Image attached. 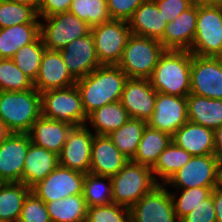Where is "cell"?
I'll use <instances>...</instances> for the list:
<instances>
[{
	"label": "cell",
	"instance_id": "cell-1",
	"mask_svg": "<svg viewBox=\"0 0 222 222\" xmlns=\"http://www.w3.org/2000/svg\"><path fill=\"white\" fill-rule=\"evenodd\" d=\"M128 78L118 65H100L87 76L77 79L76 86L86 115L106 104L120 101Z\"/></svg>",
	"mask_w": 222,
	"mask_h": 222
},
{
	"label": "cell",
	"instance_id": "cell-2",
	"mask_svg": "<svg viewBox=\"0 0 222 222\" xmlns=\"http://www.w3.org/2000/svg\"><path fill=\"white\" fill-rule=\"evenodd\" d=\"M191 53L185 50H165L149 78L160 93L187 97L190 83Z\"/></svg>",
	"mask_w": 222,
	"mask_h": 222
},
{
	"label": "cell",
	"instance_id": "cell-3",
	"mask_svg": "<svg viewBox=\"0 0 222 222\" xmlns=\"http://www.w3.org/2000/svg\"><path fill=\"white\" fill-rule=\"evenodd\" d=\"M41 115V93L36 88L0 91V119L12 133H28Z\"/></svg>",
	"mask_w": 222,
	"mask_h": 222
},
{
	"label": "cell",
	"instance_id": "cell-4",
	"mask_svg": "<svg viewBox=\"0 0 222 222\" xmlns=\"http://www.w3.org/2000/svg\"><path fill=\"white\" fill-rule=\"evenodd\" d=\"M112 180L113 203L131 208L160 182L156 181L150 167L129 160Z\"/></svg>",
	"mask_w": 222,
	"mask_h": 222
},
{
	"label": "cell",
	"instance_id": "cell-5",
	"mask_svg": "<svg viewBox=\"0 0 222 222\" xmlns=\"http://www.w3.org/2000/svg\"><path fill=\"white\" fill-rule=\"evenodd\" d=\"M165 50L157 39L131 34L117 65L129 78L149 79Z\"/></svg>",
	"mask_w": 222,
	"mask_h": 222
},
{
	"label": "cell",
	"instance_id": "cell-6",
	"mask_svg": "<svg viewBox=\"0 0 222 222\" xmlns=\"http://www.w3.org/2000/svg\"><path fill=\"white\" fill-rule=\"evenodd\" d=\"M42 116L73 127L86 125V115L79 89L73 85L64 89H51L41 93Z\"/></svg>",
	"mask_w": 222,
	"mask_h": 222
},
{
	"label": "cell",
	"instance_id": "cell-7",
	"mask_svg": "<svg viewBox=\"0 0 222 222\" xmlns=\"http://www.w3.org/2000/svg\"><path fill=\"white\" fill-rule=\"evenodd\" d=\"M190 53L222 57V11L219 6H197L195 37Z\"/></svg>",
	"mask_w": 222,
	"mask_h": 222
},
{
	"label": "cell",
	"instance_id": "cell-8",
	"mask_svg": "<svg viewBox=\"0 0 222 222\" xmlns=\"http://www.w3.org/2000/svg\"><path fill=\"white\" fill-rule=\"evenodd\" d=\"M41 19L45 22L40 21V36L46 50L60 51L70 42L91 32L89 24L69 11Z\"/></svg>",
	"mask_w": 222,
	"mask_h": 222
},
{
	"label": "cell",
	"instance_id": "cell-9",
	"mask_svg": "<svg viewBox=\"0 0 222 222\" xmlns=\"http://www.w3.org/2000/svg\"><path fill=\"white\" fill-rule=\"evenodd\" d=\"M100 65H117L131 35L128 21L111 19L91 27Z\"/></svg>",
	"mask_w": 222,
	"mask_h": 222
},
{
	"label": "cell",
	"instance_id": "cell-10",
	"mask_svg": "<svg viewBox=\"0 0 222 222\" xmlns=\"http://www.w3.org/2000/svg\"><path fill=\"white\" fill-rule=\"evenodd\" d=\"M220 166L221 162L213 154L192 156L164 185L176 189L216 187L219 185Z\"/></svg>",
	"mask_w": 222,
	"mask_h": 222
},
{
	"label": "cell",
	"instance_id": "cell-11",
	"mask_svg": "<svg viewBox=\"0 0 222 222\" xmlns=\"http://www.w3.org/2000/svg\"><path fill=\"white\" fill-rule=\"evenodd\" d=\"M191 94L222 99V57L191 54Z\"/></svg>",
	"mask_w": 222,
	"mask_h": 222
},
{
	"label": "cell",
	"instance_id": "cell-12",
	"mask_svg": "<svg viewBox=\"0 0 222 222\" xmlns=\"http://www.w3.org/2000/svg\"><path fill=\"white\" fill-rule=\"evenodd\" d=\"M85 173L59 165L31 188L38 198L51 202L70 195L83 194Z\"/></svg>",
	"mask_w": 222,
	"mask_h": 222
},
{
	"label": "cell",
	"instance_id": "cell-13",
	"mask_svg": "<svg viewBox=\"0 0 222 222\" xmlns=\"http://www.w3.org/2000/svg\"><path fill=\"white\" fill-rule=\"evenodd\" d=\"M169 189L159 184L130 208V222H179Z\"/></svg>",
	"mask_w": 222,
	"mask_h": 222
},
{
	"label": "cell",
	"instance_id": "cell-14",
	"mask_svg": "<svg viewBox=\"0 0 222 222\" xmlns=\"http://www.w3.org/2000/svg\"><path fill=\"white\" fill-rule=\"evenodd\" d=\"M94 135L87 124L73 127L59 154V165L89 173Z\"/></svg>",
	"mask_w": 222,
	"mask_h": 222
},
{
	"label": "cell",
	"instance_id": "cell-15",
	"mask_svg": "<svg viewBox=\"0 0 222 222\" xmlns=\"http://www.w3.org/2000/svg\"><path fill=\"white\" fill-rule=\"evenodd\" d=\"M187 121V97L157 92L154 112L147 125L172 136Z\"/></svg>",
	"mask_w": 222,
	"mask_h": 222
},
{
	"label": "cell",
	"instance_id": "cell-16",
	"mask_svg": "<svg viewBox=\"0 0 222 222\" xmlns=\"http://www.w3.org/2000/svg\"><path fill=\"white\" fill-rule=\"evenodd\" d=\"M157 91L149 79L128 78L121 96V104L130 118L148 122L154 112Z\"/></svg>",
	"mask_w": 222,
	"mask_h": 222
},
{
	"label": "cell",
	"instance_id": "cell-17",
	"mask_svg": "<svg viewBox=\"0 0 222 222\" xmlns=\"http://www.w3.org/2000/svg\"><path fill=\"white\" fill-rule=\"evenodd\" d=\"M31 144L27 133H11L0 144V178L6 182H22L25 157Z\"/></svg>",
	"mask_w": 222,
	"mask_h": 222
},
{
	"label": "cell",
	"instance_id": "cell-18",
	"mask_svg": "<svg viewBox=\"0 0 222 222\" xmlns=\"http://www.w3.org/2000/svg\"><path fill=\"white\" fill-rule=\"evenodd\" d=\"M60 53L68 71L76 80L100 66L91 32L67 44Z\"/></svg>",
	"mask_w": 222,
	"mask_h": 222
},
{
	"label": "cell",
	"instance_id": "cell-19",
	"mask_svg": "<svg viewBox=\"0 0 222 222\" xmlns=\"http://www.w3.org/2000/svg\"><path fill=\"white\" fill-rule=\"evenodd\" d=\"M76 79L68 71L60 51H44L38 75L33 82L40 93L51 89H64L76 85Z\"/></svg>",
	"mask_w": 222,
	"mask_h": 222
},
{
	"label": "cell",
	"instance_id": "cell-20",
	"mask_svg": "<svg viewBox=\"0 0 222 222\" xmlns=\"http://www.w3.org/2000/svg\"><path fill=\"white\" fill-rule=\"evenodd\" d=\"M129 161L108 135H94L91 147L90 173L112 177Z\"/></svg>",
	"mask_w": 222,
	"mask_h": 222
},
{
	"label": "cell",
	"instance_id": "cell-21",
	"mask_svg": "<svg viewBox=\"0 0 222 222\" xmlns=\"http://www.w3.org/2000/svg\"><path fill=\"white\" fill-rule=\"evenodd\" d=\"M196 22L197 6L192 5L167 24L160 43L166 50L189 51L195 37Z\"/></svg>",
	"mask_w": 222,
	"mask_h": 222
},
{
	"label": "cell",
	"instance_id": "cell-22",
	"mask_svg": "<svg viewBox=\"0 0 222 222\" xmlns=\"http://www.w3.org/2000/svg\"><path fill=\"white\" fill-rule=\"evenodd\" d=\"M172 142L192 156L213 154L214 130L187 121L172 136Z\"/></svg>",
	"mask_w": 222,
	"mask_h": 222
},
{
	"label": "cell",
	"instance_id": "cell-23",
	"mask_svg": "<svg viewBox=\"0 0 222 222\" xmlns=\"http://www.w3.org/2000/svg\"><path fill=\"white\" fill-rule=\"evenodd\" d=\"M73 126L42 115L27 133L30 141L59 155Z\"/></svg>",
	"mask_w": 222,
	"mask_h": 222
},
{
	"label": "cell",
	"instance_id": "cell-24",
	"mask_svg": "<svg viewBox=\"0 0 222 222\" xmlns=\"http://www.w3.org/2000/svg\"><path fill=\"white\" fill-rule=\"evenodd\" d=\"M59 166V155L31 142L22 173V183L32 188Z\"/></svg>",
	"mask_w": 222,
	"mask_h": 222
},
{
	"label": "cell",
	"instance_id": "cell-25",
	"mask_svg": "<svg viewBox=\"0 0 222 222\" xmlns=\"http://www.w3.org/2000/svg\"><path fill=\"white\" fill-rule=\"evenodd\" d=\"M131 34L160 40L167 26L154 0H145L128 20Z\"/></svg>",
	"mask_w": 222,
	"mask_h": 222
},
{
	"label": "cell",
	"instance_id": "cell-26",
	"mask_svg": "<svg viewBox=\"0 0 222 222\" xmlns=\"http://www.w3.org/2000/svg\"><path fill=\"white\" fill-rule=\"evenodd\" d=\"M188 121L215 130L222 126V99L187 96Z\"/></svg>",
	"mask_w": 222,
	"mask_h": 222
},
{
	"label": "cell",
	"instance_id": "cell-27",
	"mask_svg": "<svg viewBox=\"0 0 222 222\" xmlns=\"http://www.w3.org/2000/svg\"><path fill=\"white\" fill-rule=\"evenodd\" d=\"M40 35V23H26L0 29V58H13L24 45Z\"/></svg>",
	"mask_w": 222,
	"mask_h": 222
},
{
	"label": "cell",
	"instance_id": "cell-28",
	"mask_svg": "<svg viewBox=\"0 0 222 222\" xmlns=\"http://www.w3.org/2000/svg\"><path fill=\"white\" fill-rule=\"evenodd\" d=\"M130 116L120 101L106 104L88 115L89 123L96 135H108L124 125Z\"/></svg>",
	"mask_w": 222,
	"mask_h": 222
},
{
	"label": "cell",
	"instance_id": "cell-29",
	"mask_svg": "<svg viewBox=\"0 0 222 222\" xmlns=\"http://www.w3.org/2000/svg\"><path fill=\"white\" fill-rule=\"evenodd\" d=\"M31 188L22 182H6L0 187V222H18Z\"/></svg>",
	"mask_w": 222,
	"mask_h": 222
},
{
	"label": "cell",
	"instance_id": "cell-30",
	"mask_svg": "<svg viewBox=\"0 0 222 222\" xmlns=\"http://www.w3.org/2000/svg\"><path fill=\"white\" fill-rule=\"evenodd\" d=\"M171 136L147 125L139 142L133 162L152 168L161 152L170 144Z\"/></svg>",
	"mask_w": 222,
	"mask_h": 222
},
{
	"label": "cell",
	"instance_id": "cell-31",
	"mask_svg": "<svg viewBox=\"0 0 222 222\" xmlns=\"http://www.w3.org/2000/svg\"><path fill=\"white\" fill-rule=\"evenodd\" d=\"M51 222H85L88 206L82 194L44 202Z\"/></svg>",
	"mask_w": 222,
	"mask_h": 222
},
{
	"label": "cell",
	"instance_id": "cell-32",
	"mask_svg": "<svg viewBox=\"0 0 222 222\" xmlns=\"http://www.w3.org/2000/svg\"><path fill=\"white\" fill-rule=\"evenodd\" d=\"M147 122L138 118H130L119 129L108 134L114 146L129 160L137 153L139 142Z\"/></svg>",
	"mask_w": 222,
	"mask_h": 222
},
{
	"label": "cell",
	"instance_id": "cell-33",
	"mask_svg": "<svg viewBox=\"0 0 222 222\" xmlns=\"http://www.w3.org/2000/svg\"><path fill=\"white\" fill-rule=\"evenodd\" d=\"M191 158L192 155L190 153L171 141L161 152L157 162L151 168L155 180L157 181L159 177L161 184H165L169 178L188 163Z\"/></svg>",
	"mask_w": 222,
	"mask_h": 222
},
{
	"label": "cell",
	"instance_id": "cell-34",
	"mask_svg": "<svg viewBox=\"0 0 222 222\" xmlns=\"http://www.w3.org/2000/svg\"><path fill=\"white\" fill-rule=\"evenodd\" d=\"M82 195L88 208L113 203L111 177L86 173Z\"/></svg>",
	"mask_w": 222,
	"mask_h": 222
},
{
	"label": "cell",
	"instance_id": "cell-35",
	"mask_svg": "<svg viewBox=\"0 0 222 222\" xmlns=\"http://www.w3.org/2000/svg\"><path fill=\"white\" fill-rule=\"evenodd\" d=\"M45 49L39 35L32 43L22 46L12 58L17 67L33 82L38 75Z\"/></svg>",
	"mask_w": 222,
	"mask_h": 222
},
{
	"label": "cell",
	"instance_id": "cell-36",
	"mask_svg": "<svg viewBox=\"0 0 222 222\" xmlns=\"http://www.w3.org/2000/svg\"><path fill=\"white\" fill-rule=\"evenodd\" d=\"M37 9L9 0H0V29L26 23H40Z\"/></svg>",
	"mask_w": 222,
	"mask_h": 222
},
{
	"label": "cell",
	"instance_id": "cell-37",
	"mask_svg": "<svg viewBox=\"0 0 222 222\" xmlns=\"http://www.w3.org/2000/svg\"><path fill=\"white\" fill-rule=\"evenodd\" d=\"M69 12L91 27L111 20L107 0H72Z\"/></svg>",
	"mask_w": 222,
	"mask_h": 222
},
{
	"label": "cell",
	"instance_id": "cell-38",
	"mask_svg": "<svg viewBox=\"0 0 222 222\" xmlns=\"http://www.w3.org/2000/svg\"><path fill=\"white\" fill-rule=\"evenodd\" d=\"M33 88V81L17 67L12 58H0V91H26Z\"/></svg>",
	"mask_w": 222,
	"mask_h": 222
},
{
	"label": "cell",
	"instance_id": "cell-39",
	"mask_svg": "<svg viewBox=\"0 0 222 222\" xmlns=\"http://www.w3.org/2000/svg\"><path fill=\"white\" fill-rule=\"evenodd\" d=\"M214 188L215 187H193L178 189L181 193L179 197H177L175 192H170L177 219L180 221L185 215L201 204L202 201L209 198Z\"/></svg>",
	"mask_w": 222,
	"mask_h": 222
},
{
	"label": "cell",
	"instance_id": "cell-40",
	"mask_svg": "<svg viewBox=\"0 0 222 222\" xmlns=\"http://www.w3.org/2000/svg\"><path fill=\"white\" fill-rule=\"evenodd\" d=\"M85 222H130V209L115 203L92 206Z\"/></svg>",
	"mask_w": 222,
	"mask_h": 222
},
{
	"label": "cell",
	"instance_id": "cell-41",
	"mask_svg": "<svg viewBox=\"0 0 222 222\" xmlns=\"http://www.w3.org/2000/svg\"><path fill=\"white\" fill-rule=\"evenodd\" d=\"M18 222H51L44 201L33 192L26 197Z\"/></svg>",
	"mask_w": 222,
	"mask_h": 222
},
{
	"label": "cell",
	"instance_id": "cell-42",
	"mask_svg": "<svg viewBox=\"0 0 222 222\" xmlns=\"http://www.w3.org/2000/svg\"><path fill=\"white\" fill-rule=\"evenodd\" d=\"M145 0H107L111 19L128 21Z\"/></svg>",
	"mask_w": 222,
	"mask_h": 222
},
{
	"label": "cell",
	"instance_id": "cell-43",
	"mask_svg": "<svg viewBox=\"0 0 222 222\" xmlns=\"http://www.w3.org/2000/svg\"><path fill=\"white\" fill-rule=\"evenodd\" d=\"M179 222H216L212 195L201 202Z\"/></svg>",
	"mask_w": 222,
	"mask_h": 222
},
{
	"label": "cell",
	"instance_id": "cell-44",
	"mask_svg": "<svg viewBox=\"0 0 222 222\" xmlns=\"http://www.w3.org/2000/svg\"><path fill=\"white\" fill-rule=\"evenodd\" d=\"M167 23L192 6L190 0H154Z\"/></svg>",
	"mask_w": 222,
	"mask_h": 222
},
{
	"label": "cell",
	"instance_id": "cell-45",
	"mask_svg": "<svg viewBox=\"0 0 222 222\" xmlns=\"http://www.w3.org/2000/svg\"><path fill=\"white\" fill-rule=\"evenodd\" d=\"M72 0H39L38 16L45 18L57 13L69 11Z\"/></svg>",
	"mask_w": 222,
	"mask_h": 222
},
{
	"label": "cell",
	"instance_id": "cell-46",
	"mask_svg": "<svg viewBox=\"0 0 222 222\" xmlns=\"http://www.w3.org/2000/svg\"><path fill=\"white\" fill-rule=\"evenodd\" d=\"M211 195L213 198L216 222H222V187L220 185L216 186Z\"/></svg>",
	"mask_w": 222,
	"mask_h": 222
},
{
	"label": "cell",
	"instance_id": "cell-47",
	"mask_svg": "<svg viewBox=\"0 0 222 222\" xmlns=\"http://www.w3.org/2000/svg\"><path fill=\"white\" fill-rule=\"evenodd\" d=\"M213 155L222 163V126L214 130Z\"/></svg>",
	"mask_w": 222,
	"mask_h": 222
},
{
	"label": "cell",
	"instance_id": "cell-48",
	"mask_svg": "<svg viewBox=\"0 0 222 222\" xmlns=\"http://www.w3.org/2000/svg\"><path fill=\"white\" fill-rule=\"evenodd\" d=\"M192 5L196 6H220L222 0H190Z\"/></svg>",
	"mask_w": 222,
	"mask_h": 222
},
{
	"label": "cell",
	"instance_id": "cell-49",
	"mask_svg": "<svg viewBox=\"0 0 222 222\" xmlns=\"http://www.w3.org/2000/svg\"><path fill=\"white\" fill-rule=\"evenodd\" d=\"M11 131L8 127L4 124V122L0 119V144L6 140L10 135Z\"/></svg>",
	"mask_w": 222,
	"mask_h": 222
},
{
	"label": "cell",
	"instance_id": "cell-50",
	"mask_svg": "<svg viewBox=\"0 0 222 222\" xmlns=\"http://www.w3.org/2000/svg\"><path fill=\"white\" fill-rule=\"evenodd\" d=\"M9 1L17 2L19 4L33 6L36 9H38V4H39V0H9Z\"/></svg>",
	"mask_w": 222,
	"mask_h": 222
},
{
	"label": "cell",
	"instance_id": "cell-51",
	"mask_svg": "<svg viewBox=\"0 0 222 222\" xmlns=\"http://www.w3.org/2000/svg\"><path fill=\"white\" fill-rule=\"evenodd\" d=\"M219 185L222 187V163H221V166H220Z\"/></svg>",
	"mask_w": 222,
	"mask_h": 222
},
{
	"label": "cell",
	"instance_id": "cell-52",
	"mask_svg": "<svg viewBox=\"0 0 222 222\" xmlns=\"http://www.w3.org/2000/svg\"><path fill=\"white\" fill-rule=\"evenodd\" d=\"M5 182L0 178V187L4 184Z\"/></svg>",
	"mask_w": 222,
	"mask_h": 222
}]
</instances>
